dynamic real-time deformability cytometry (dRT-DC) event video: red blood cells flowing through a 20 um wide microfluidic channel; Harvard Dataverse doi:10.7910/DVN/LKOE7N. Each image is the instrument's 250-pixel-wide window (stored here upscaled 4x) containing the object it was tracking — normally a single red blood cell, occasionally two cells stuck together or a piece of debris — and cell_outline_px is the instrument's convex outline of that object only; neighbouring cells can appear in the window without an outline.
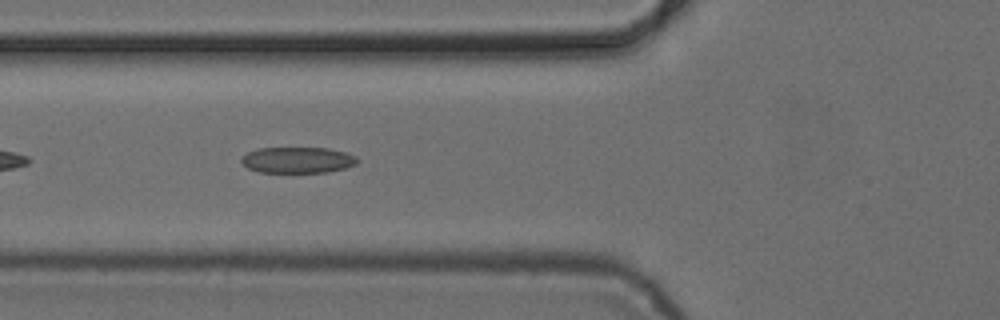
{"species": "common noctule bat (a hibernating species)", "species_latin": "Nyctalus noctula", "temperature_condition": "cold", "stored_images_in_passage": 38, "camera_frame_rate_fps": 3000, "um_per_image_px": 0.085, "animal": {"sex": "female", "body_mass_g": 24.6, "forearm_length_mm": 56.2}, "frame": {"image": 1, "passage_image": 5, "time_ms": 1.333, "image_size_px": [1000, 320], "cell_outline_px": [[360, 160], [356, 164], [348, 168], [328, 172], [260, 172], [248, 168], [240, 160], [248, 152], [256, 148], [328, 148], [344, 152], [356, 156]], "centroid_in_image_um": [25.34, 13.6], "position_along_channel_um": 100.5, "area_um2": 17.63}}
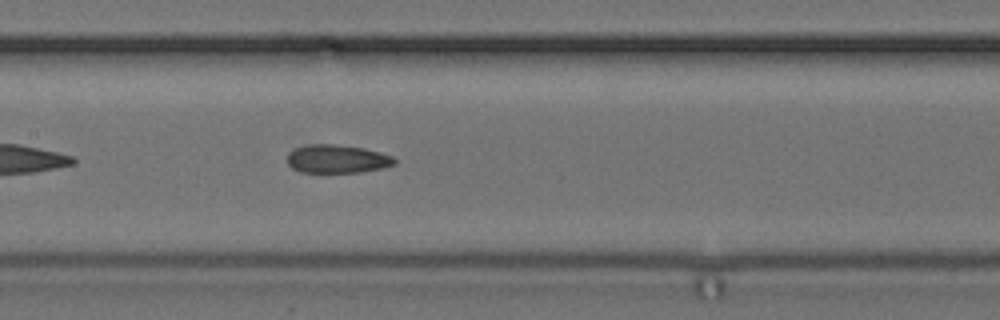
{"frame": {"image": 2, "passage_image": 11, "time_ms": 3.333, "image_size_px": [1000, 320], "cell_outline_px": [[396, 164], [384, 168], [360, 172], [300, 172], [292, 168], [288, 164], [288, 152], [296, 148], [308, 144], [336, 144], [364, 148], [392, 156], [396, 160]], "centroid_in_image_um": [28.66, 13.51], "position_along_channel_um": 178.7, "area_um2": 17.74}}
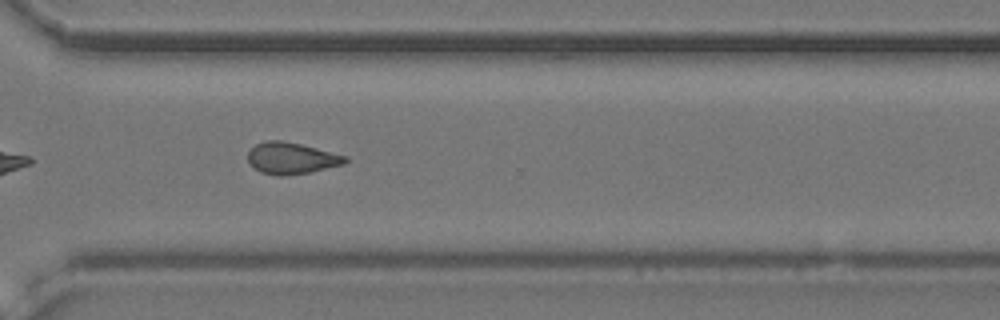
{"frame": {"image": 3, "passage_image": 24, "time_ms": 7.667, "image_size_px": [1000, 320], "cell_outline_px": [[348, 160], [344, 164], [308, 172], [284, 176], [276, 176], [260, 172], [248, 160], [248, 152], [256, 144], [268, 140], [280, 140], [300, 144], [348, 156]], "centroid_in_image_um": [24.78, 13.45], "position_along_channel_um": 345.8, "area_um2": 17.69}, "authors_computed_cell_mechanics": {"area_um2": 17.5134, "velocity_mm_per_s": 3.8769, "shape_relaxation_time_tau1_ms": null, "shape_relaxation_time_tau2_ms": 3.1049, "deformation_change_tau1": null, "deformation_change_tau2": 0.1085}}